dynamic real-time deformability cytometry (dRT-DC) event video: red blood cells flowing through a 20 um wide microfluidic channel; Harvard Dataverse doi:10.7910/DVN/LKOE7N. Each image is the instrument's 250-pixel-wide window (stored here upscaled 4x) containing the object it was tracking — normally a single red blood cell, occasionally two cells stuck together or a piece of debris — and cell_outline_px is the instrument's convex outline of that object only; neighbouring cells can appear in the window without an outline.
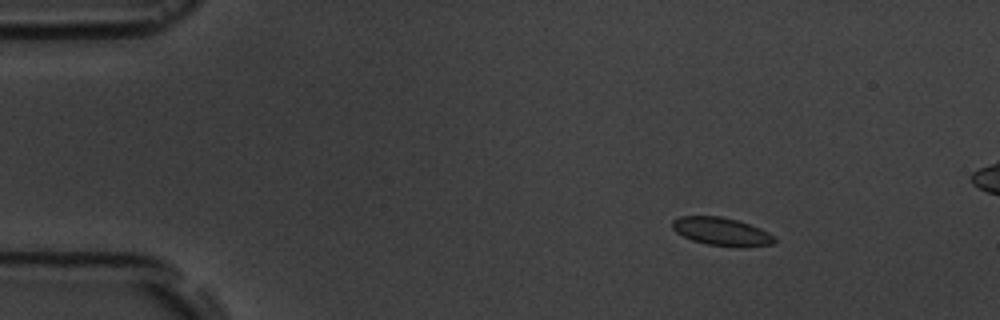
{"species": "common noctule bat (a hibernating species)", "species_latin": "Nyctalus noctula", "temperature_condition": "room temperature", "stored_images_in_passage": 6, "camera_frame_rate_fps": 3000, "um_per_image_px": 0.085, "animal": {"sex": "male", "body_mass_g": 19.5, "forearm_length_mm": 54.6}, "frame": {"image": 1, "passage_image": 2, "time_ms": 2.0, "image_size_px": [1000, 320], "cell_outline_px": [[776, 240], [772, 244], [708, 244], [692, 240], [676, 232], [672, 228], [672, 220], [680, 216], [720, 216], [736, 220], [760, 228], [776, 236]], "centroid_in_image_um": [61.26, 19.62], "position_along_channel_um": 23.7, "area_um2": 15.84}}
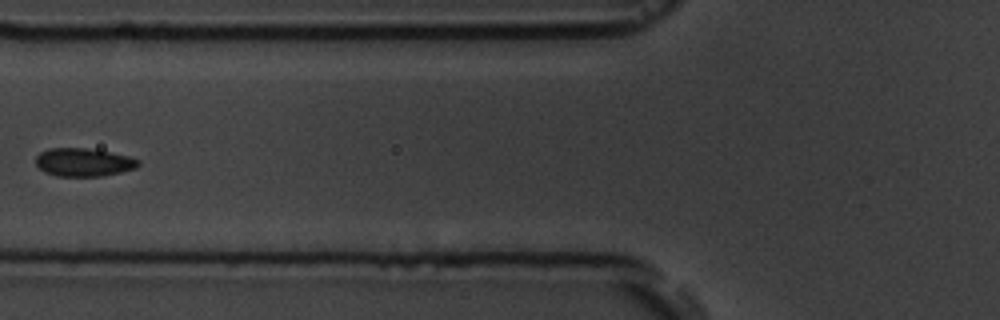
{"frame": {"image": 2, "passage_image": 6, "time_ms": 6.667, "image_size_px": [1000, 320], "cell_outline_px": [[140, 164], [136, 168], [120, 172], [100, 176], [56, 176], [44, 172], [36, 164], [36, 156], [40, 152], [48, 148], [88, 148], [128, 156], [140, 160]], "centroid_in_image_um": [7.09, 13.79], "position_along_channel_um": 118.7, "area_um2": 16.82}}